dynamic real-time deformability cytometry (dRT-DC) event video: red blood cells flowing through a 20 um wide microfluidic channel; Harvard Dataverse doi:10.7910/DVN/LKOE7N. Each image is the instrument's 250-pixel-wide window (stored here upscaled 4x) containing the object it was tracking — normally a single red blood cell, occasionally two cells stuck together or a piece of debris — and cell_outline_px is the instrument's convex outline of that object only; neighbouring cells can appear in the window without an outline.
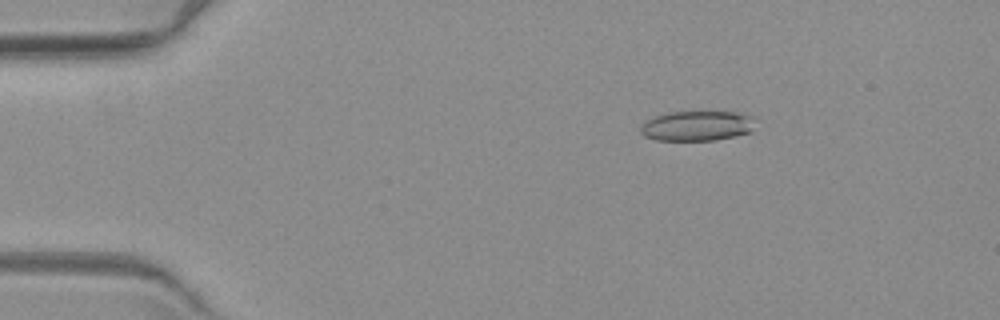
{"species": "common noctule bat (a hibernating species)", "species_latin": "Nyctalus noctula", "temperature_condition": "warm", "stored_images_in_passage": 6, "camera_frame_rate_fps": 3000, "um_per_image_px": 0.085, "animal": {"sex": "female", "body_mass_g": 19.3, "forearm_length_mm": 54.1}, "frame": {"image": 1, "passage_image": 3, "time_ms": 2.667, "image_size_px": [1000, 320], "cell_outline_px": [[756, 116], [752, 132], [736, 136], [716, 140], [656, 140], [644, 136], [640, 132], [640, 128], [648, 120], [656, 116], [668, 112], [736, 112]], "centroid_in_image_um": [59.31, 10.7], "position_along_channel_um": 25.7, "area_um2": 20.17}}
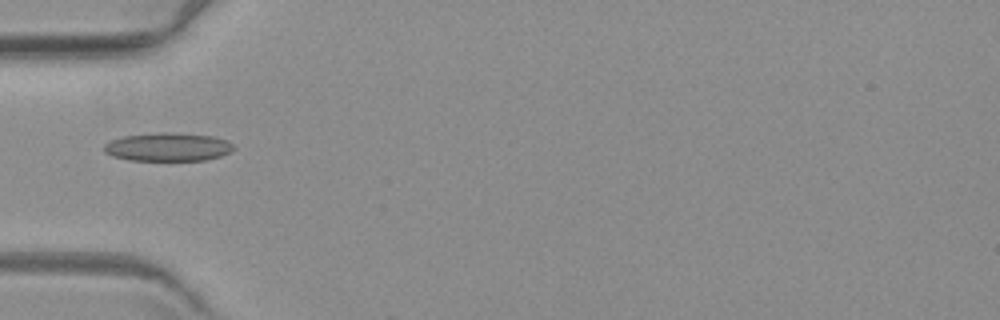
{"frame": {"image": 2, "passage_image": 5, "time_ms": 6.0, "image_size_px": [1000, 320], "cell_outline_px": [[236, 148], [232, 152], [220, 156], [204, 160], [128, 160], [112, 156], [104, 152], [104, 144], [120, 136], [160, 132], [168, 132], [212, 136], [228, 140]], "centroid_in_image_um": [14.27, 12.49], "position_along_channel_um": 70.7, "area_um2": 21.56}}